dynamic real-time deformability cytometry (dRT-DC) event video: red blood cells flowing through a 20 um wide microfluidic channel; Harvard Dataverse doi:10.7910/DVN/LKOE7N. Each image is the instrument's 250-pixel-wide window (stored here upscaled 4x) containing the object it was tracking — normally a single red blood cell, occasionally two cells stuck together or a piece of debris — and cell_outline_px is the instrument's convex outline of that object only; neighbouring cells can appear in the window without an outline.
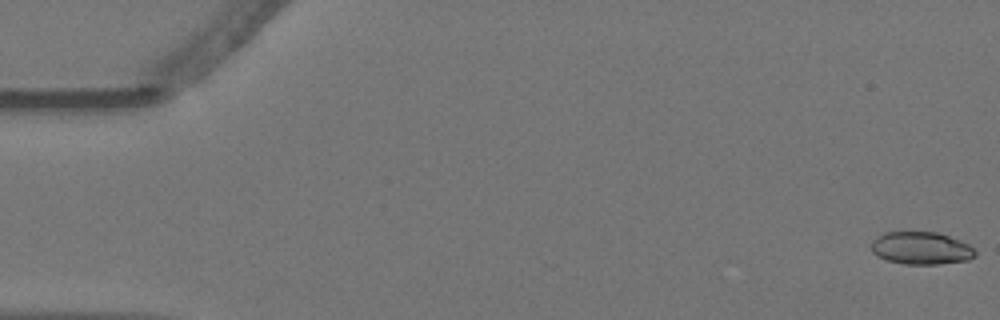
{"species": "Egyptian fruit bat (a non-hibernating species)", "species_latin": "Rousettus aegyptiacus", "temperature_condition": "warm", "stored_images_in_passage": 56, "camera_frame_rate_fps": 3000, "um_per_image_px": 0.085, "animal": {"sex": "female"}, "frame": {"image": 1, "passage_image": 1, "time_ms": 0.0, "image_size_px": [1000, 320], "cell_outline_px": [[976, 256], [968, 260], [936, 264], [904, 264], [888, 260], [876, 256], [872, 252], [872, 240], [884, 232], [936, 232], [960, 240], [968, 244], [976, 252]], "centroid_in_image_um": [78.28, 21.09], "position_along_channel_um": 6.7, "area_um2": 19.65}}
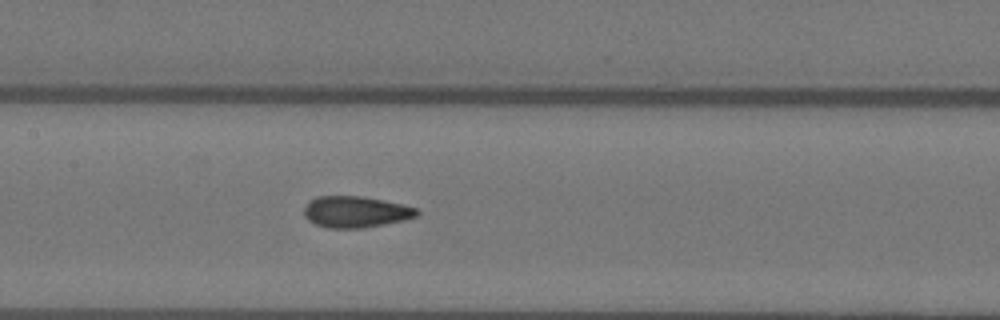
{"frame": {"image": 2, "passage_image": 27, "time_ms": 8.667, "image_size_px": [1000, 320], "cell_outline_px": [[420, 212], [416, 216], [404, 220], [364, 228], [328, 228], [316, 224], [308, 220], [304, 216], [304, 208], [308, 200], [316, 196], [364, 196], [404, 204], [416, 208]], "centroid_in_image_um": [30.22, 18.0], "position_along_channel_um": 177.2, "area_um2": 20.81}}
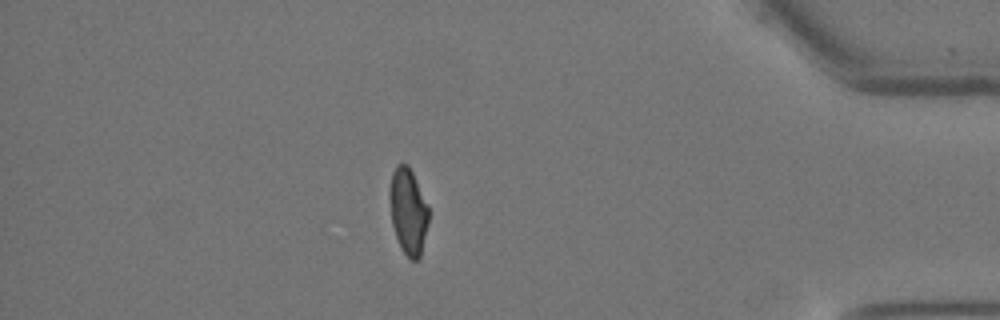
{"frame": {"image": 3, "passage_image": 49, "time_ms": 16.0, "image_size_px": [1000, 320], "cell_outline_px": [[428, 224], [420, 256], [416, 260], [412, 260], [400, 248], [392, 224], [388, 196], [388, 192], [392, 172], [396, 164], [408, 164], [428, 204]], "centroid_in_image_um": [34.67, 17.92], "position_along_channel_um": 400.5, "area_um2": 19.65}, "authors_computed_cell_mechanics": {"area_um2": 20.3456, "velocity_mm_per_s": 3.6053, "shape_relaxation_time_tau1_ms": null, "shape_relaxation_time_tau2_ms": 1.3261, "deformation_change_tau1": null, "deformation_change_tau2": 0.063}}